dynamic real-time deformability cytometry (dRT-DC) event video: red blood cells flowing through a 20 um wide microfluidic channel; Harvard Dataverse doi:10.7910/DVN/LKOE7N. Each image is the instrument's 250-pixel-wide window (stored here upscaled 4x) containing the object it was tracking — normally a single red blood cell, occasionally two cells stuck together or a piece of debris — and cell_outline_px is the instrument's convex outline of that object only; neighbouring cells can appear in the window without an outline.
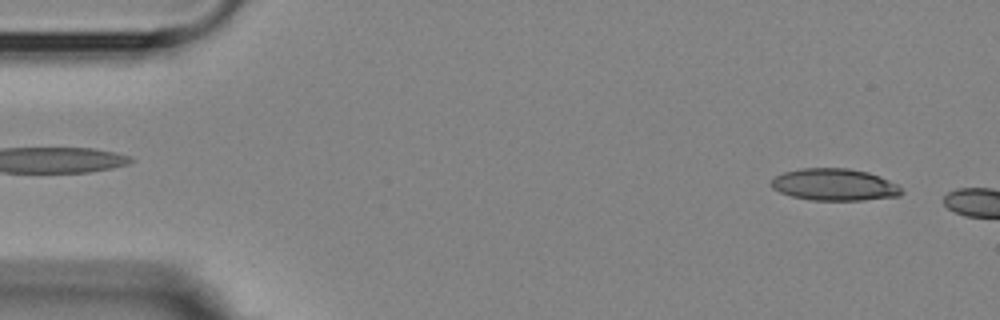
{"species": "Egyptian fruit bat (a non-hibernating species)", "species_latin": "Rousettus aegyptiacus", "temperature_condition": "room temperature", "stored_images_in_passage": 2, "camera_frame_rate_fps": 3000, "um_per_image_px": 0.085, "animal": {"sex": "female"}, "frame": {"image": 1, "passage_image": 1, "time_ms": 0.0, "image_size_px": [1000, 320], "cell_outline_px": [[904, 192], [900, 196], [864, 200], [808, 200], [792, 196], [780, 192], [772, 188], [772, 180], [776, 176], [784, 172], [804, 168], [848, 168], [868, 172], [880, 176], [896, 184]], "centroid_in_image_um": [70.95, 15.7], "position_along_channel_um": 14.1, "area_um2": 24.22}}